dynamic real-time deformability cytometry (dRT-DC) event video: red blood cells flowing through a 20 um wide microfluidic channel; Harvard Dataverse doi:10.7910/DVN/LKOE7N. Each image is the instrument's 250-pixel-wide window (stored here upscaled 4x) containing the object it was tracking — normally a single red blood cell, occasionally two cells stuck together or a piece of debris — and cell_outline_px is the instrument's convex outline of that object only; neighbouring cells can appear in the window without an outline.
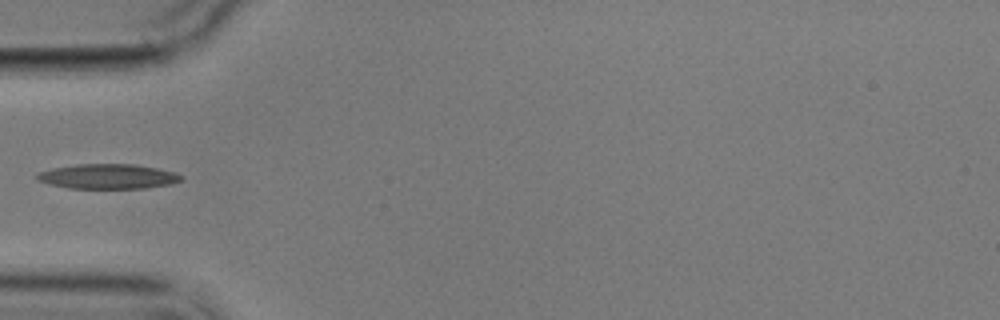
{"species": "common noctule bat (a hibernating species)", "species_latin": "Nyctalus noctula", "temperature_condition": "cold", "stored_images_in_passage": 8, "camera_frame_rate_fps": 3000, "um_per_image_px": 0.085, "animal": {"sex": "male", "body_mass_g": 17.9}, "frame": {"image": 1, "passage_image": 5, "time_ms": 5.0, "image_size_px": [1000, 320], "cell_outline_px": [[184, 180], [172, 184], [144, 188], [68, 188], [48, 184], [36, 180], [36, 172], [52, 168], [76, 164], [136, 164], [176, 172], [184, 176]], "centroid_in_image_um": [9.18, 14.99], "position_along_channel_um": 75.8, "area_um2": 21.15}}
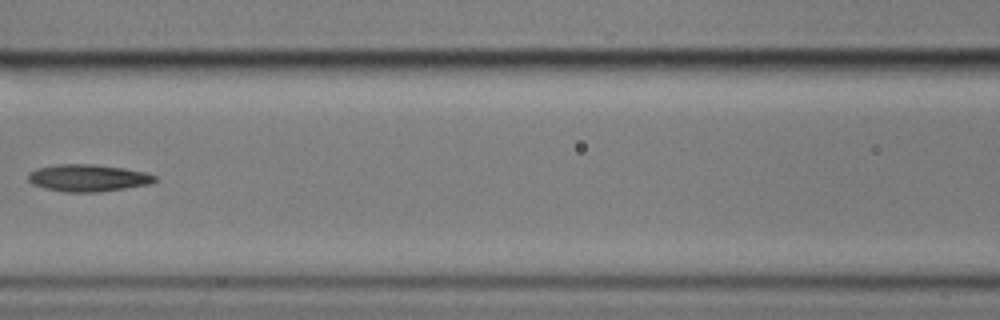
{"frame": {"image": 2, "passage_image": 7, "time_ms": 7.333, "image_size_px": [1000, 320], "cell_outline_px": [[156, 180], [148, 184], [100, 192], [64, 192], [44, 188], [32, 184], [28, 180], [28, 172], [36, 168], [60, 164], [96, 164], [124, 168], [144, 172], [156, 176]], "centroid_in_image_um": [7.43, 15.12], "position_along_channel_um": 159.2, "area_um2": 20.0}}
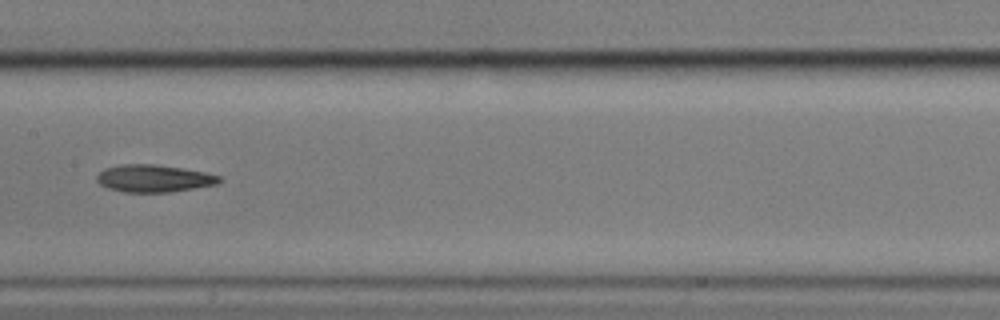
{"frame": {"image": 3, "passage_image": 8, "time_ms": 8.333, "image_size_px": [1000, 320], "cell_outline_px": [[220, 180], [216, 184], [168, 192], [124, 192], [108, 188], [100, 184], [96, 180], [96, 176], [104, 168], [120, 164], [156, 164], [204, 172], [220, 176]], "centroid_in_image_um": [13.01, 15.16], "position_along_channel_um": 194.4, "area_um2": 19.31}}